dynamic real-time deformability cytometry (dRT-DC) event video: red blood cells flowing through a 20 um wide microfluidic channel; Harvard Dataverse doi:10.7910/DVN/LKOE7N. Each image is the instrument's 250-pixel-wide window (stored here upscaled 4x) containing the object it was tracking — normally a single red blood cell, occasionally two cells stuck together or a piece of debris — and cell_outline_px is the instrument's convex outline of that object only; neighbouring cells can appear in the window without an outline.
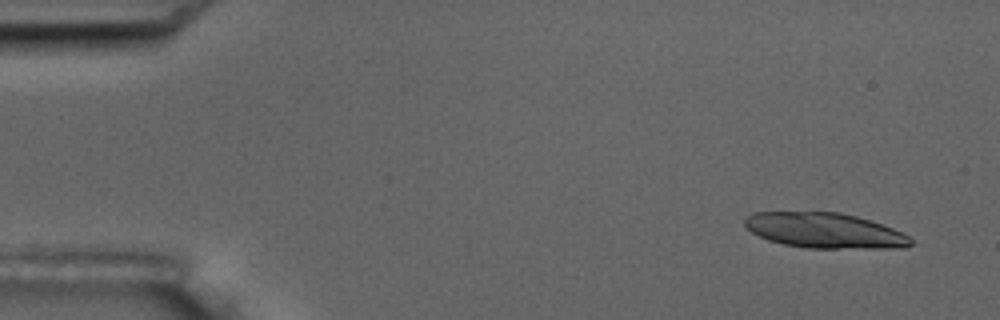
{"species": "common noctule bat (a hibernating species)", "species_latin": "Nyctalus noctula", "temperature_condition": "room temperature", "stored_images_in_passage": 5, "camera_frame_rate_fps": 3000, "um_per_image_px": 0.085, "animal": {"sex": "male", "body_mass_g": 17.5, "forearm_length_mm": 52.3}, "frame": {"image": 1, "passage_image": 2, "time_ms": 1.0, "image_size_px": [1000, 320], "cell_outline_px": [[912, 244], [904, 248], [808, 248], [784, 244], [768, 240], [752, 232], [744, 224], [744, 220], [752, 212], [840, 212], [856, 216], [892, 228], [908, 236], [912, 240]], "centroid_in_image_um": [70.09, 19.6], "position_along_channel_um": 14.9, "area_um2": 33.87}}